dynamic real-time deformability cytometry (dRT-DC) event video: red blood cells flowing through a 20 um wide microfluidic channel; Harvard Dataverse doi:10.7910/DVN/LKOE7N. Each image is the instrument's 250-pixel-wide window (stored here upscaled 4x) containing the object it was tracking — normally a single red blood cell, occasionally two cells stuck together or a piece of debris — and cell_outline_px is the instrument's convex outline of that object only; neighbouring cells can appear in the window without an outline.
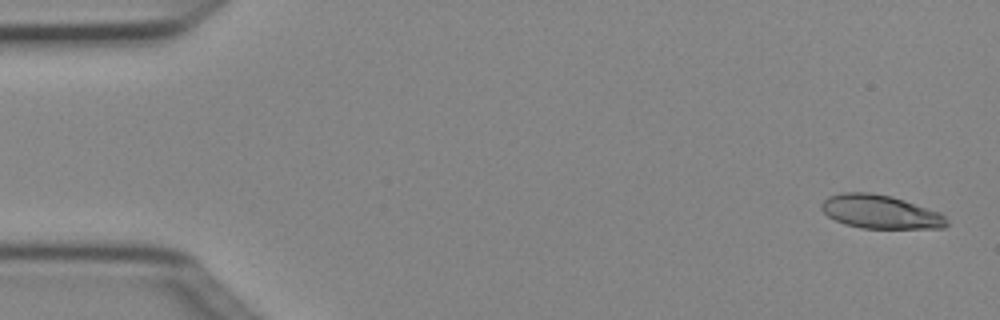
{"species": "Egyptian fruit bat (a non-hibernating species)", "species_latin": "Rousettus aegyptiacus", "temperature_condition": "cold", "stored_images_in_passage": 5, "camera_frame_rate_fps": 3000, "um_per_image_px": 0.085, "animal": {"sex": "female"}, "frame": {"image": 1, "passage_image": 1, "time_ms": 0.0, "image_size_px": [1000, 320], "cell_outline_px": [[948, 224], [944, 228], [860, 228], [844, 224], [828, 216], [820, 208], [820, 204], [828, 196], [840, 192], [872, 192], [892, 196], [940, 212], [948, 220]], "centroid_in_image_um": [74.81, 17.99], "position_along_channel_um": 10.2, "area_um2": 24.68}}
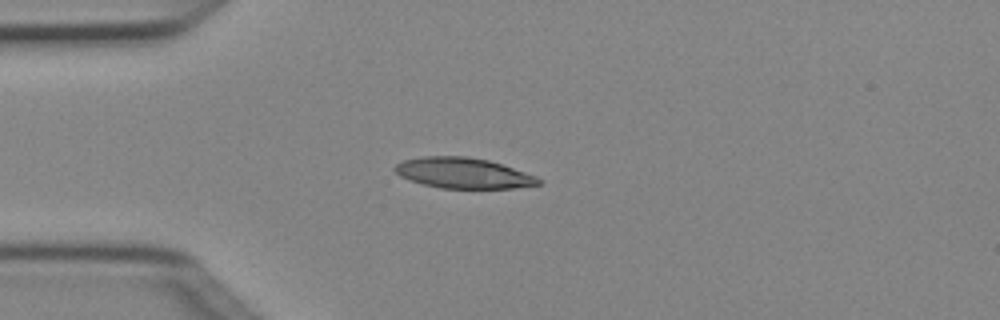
{"frame": {"image": 2, "passage_image": 4, "time_ms": 1.0, "image_size_px": [1000, 320], "cell_outline_px": [[544, 180], [540, 184], [512, 188], [440, 188], [408, 180], [400, 176], [392, 168], [396, 164], [404, 160], [424, 156], [464, 156], [488, 160], [536, 176]], "centroid_in_image_um": [39.35, 14.71], "position_along_channel_um": 45.6, "area_um2": 25.43}}